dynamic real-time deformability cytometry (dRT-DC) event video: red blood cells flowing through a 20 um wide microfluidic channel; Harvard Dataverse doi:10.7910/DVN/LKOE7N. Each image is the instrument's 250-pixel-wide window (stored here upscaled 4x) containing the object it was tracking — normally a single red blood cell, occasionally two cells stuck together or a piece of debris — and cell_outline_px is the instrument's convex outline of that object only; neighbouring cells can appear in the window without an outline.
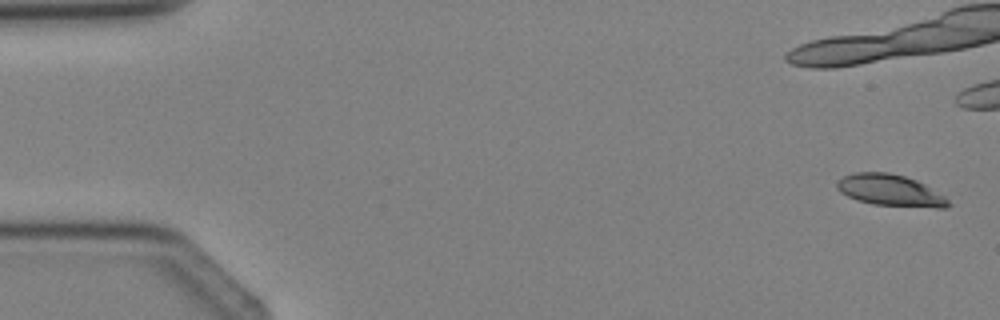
{"species": "Egyptian fruit bat (a non-hibernating species)", "species_latin": "Rousettus aegyptiacus", "temperature_condition": "cold", "stored_images_in_passage": 7, "camera_frame_rate_fps": 3000, "um_per_image_px": 0.085, "animal": {"sex": "female"}, "frame": {"image": 1, "passage_image": 1, "time_ms": 0.0, "image_size_px": [1000, 320], "cell_outline_px": [[952, 204], [944, 208], [936, 208], [872, 204], [856, 200], [840, 192], [836, 188], [836, 184], [844, 176], [856, 172], [888, 172], [904, 176], [916, 180], [924, 184], [944, 196]], "centroid_in_image_um": [75.67, 16.19], "position_along_channel_um": 9.3, "area_um2": 20.35}}